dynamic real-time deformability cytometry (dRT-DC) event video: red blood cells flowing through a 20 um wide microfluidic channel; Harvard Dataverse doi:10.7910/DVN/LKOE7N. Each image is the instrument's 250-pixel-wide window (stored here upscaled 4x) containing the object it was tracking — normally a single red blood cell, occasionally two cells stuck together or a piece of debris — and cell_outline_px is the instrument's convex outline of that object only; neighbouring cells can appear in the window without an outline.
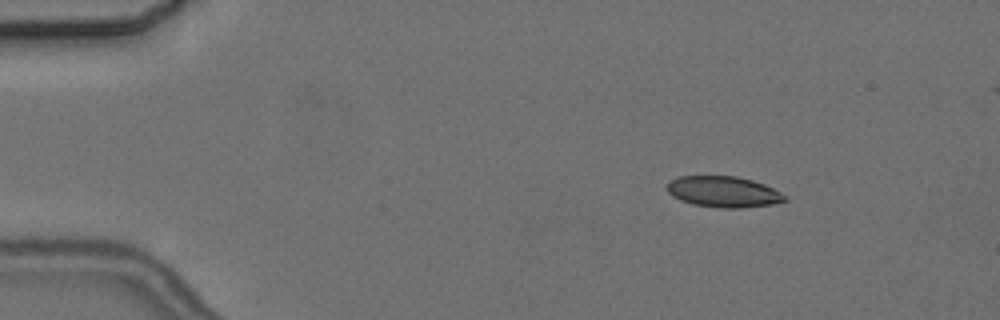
{"species": "common noctule bat (a hibernating species)", "species_latin": "Nyctalus noctula", "temperature_condition": "cold", "stored_images_in_passage": 10, "camera_frame_rate_fps": 3000, "um_per_image_px": 0.085, "animal": {"sex": "female", "body_mass_g": 24.6, "forearm_length_mm": 56.2}, "frame": {"image": 1, "passage_image": 2, "time_ms": 2.0, "image_size_px": [1000, 320], "cell_outline_px": [[788, 200], [772, 204], [740, 208], [720, 208], [692, 204], [680, 200], [672, 196], [664, 188], [668, 180], [680, 176], [736, 176], [752, 180], [764, 184], [788, 196]], "centroid_in_image_um": [61.46, 16.3], "position_along_channel_um": 23.5, "area_um2": 21.5}}
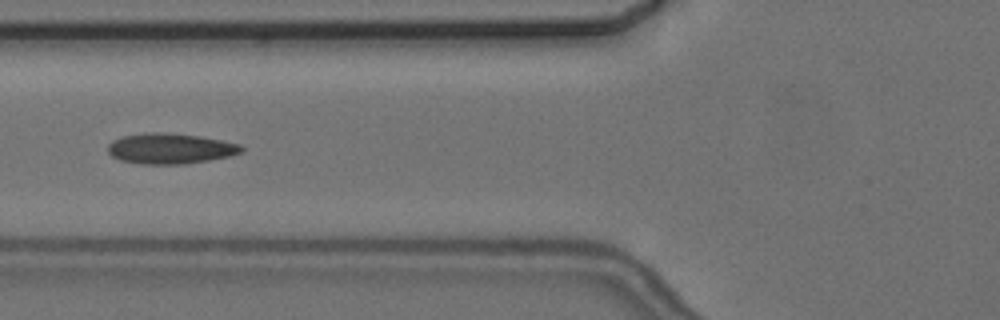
{"frame": {"image": 2, "passage_image": 6, "time_ms": 6.667, "image_size_px": [1000, 320], "cell_outline_px": [[244, 152], [232, 156], [184, 164], [140, 164], [120, 160], [112, 156], [108, 152], [108, 144], [112, 140], [124, 136], [144, 132], [160, 132], [200, 136], [240, 144], [244, 148]], "centroid_in_image_um": [14.48, 12.63], "position_along_channel_um": 111.3, "area_um2": 23.87}}
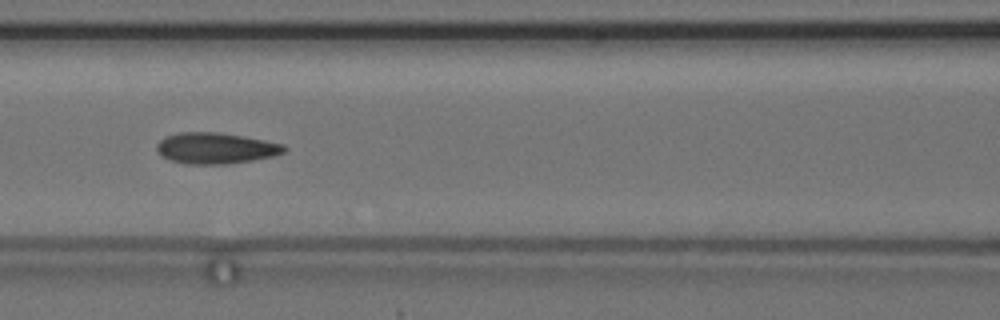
{"frame": {"image": 3, "passage_image": 7, "time_ms": 7.667, "image_size_px": [1000, 320], "cell_outline_px": [[288, 148], [284, 152], [272, 156], [252, 160], [228, 164], [184, 164], [160, 156], [156, 148], [156, 144], [164, 136], [176, 132], [220, 132], [244, 136], [284, 144]], "centroid_in_image_um": [18.3, 12.59], "position_along_channel_um": 148.3, "area_um2": 23.29}}